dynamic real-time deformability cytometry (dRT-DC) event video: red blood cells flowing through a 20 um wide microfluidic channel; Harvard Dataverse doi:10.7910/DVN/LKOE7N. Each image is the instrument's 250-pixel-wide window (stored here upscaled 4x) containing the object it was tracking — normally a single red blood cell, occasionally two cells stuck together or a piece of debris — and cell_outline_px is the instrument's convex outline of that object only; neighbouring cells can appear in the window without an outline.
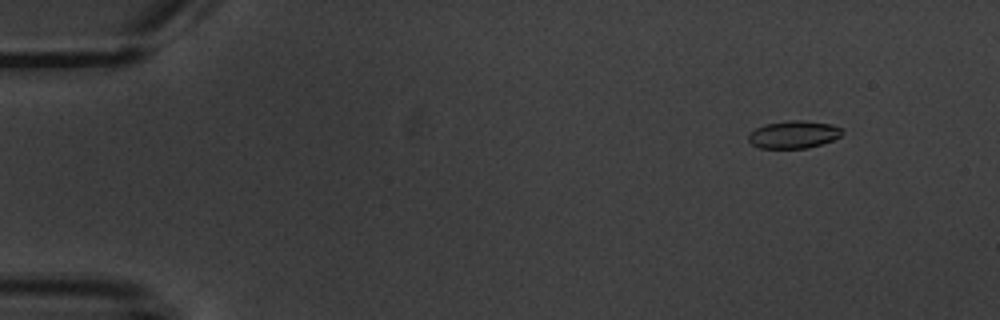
{"species": "common noctule bat (a hibernating species)", "species_latin": "Nyctalus noctula", "temperature_condition": "warm", "stored_images_in_passage": 6, "camera_frame_rate_fps": 3000, "um_per_image_px": 0.085, "animal": {"sex": "male", "body_mass_g": 20.1, "forearm_length_mm": 53.5}, "frame": {"image": 1, "passage_image": 2, "time_ms": 1.0, "image_size_px": [1000, 320], "cell_outline_px": [[844, 132], [840, 136], [832, 140], [808, 148], [760, 148], [752, 144], [748, 140], [748, 136], [756, 128], [764, 124], [792, 120], [804, 120], [828, 124], [840, 128]], "centroid_in_image_um": [67.44, 11.43], "position_along_channel_um": 17.6, "area_um2": 14.85}}
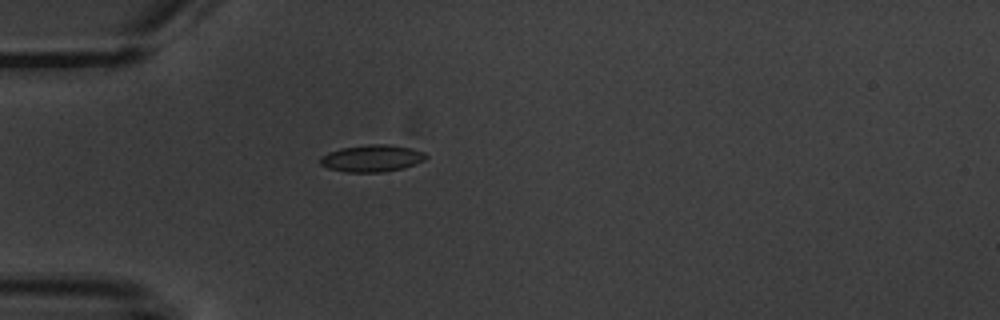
{"frame": {"image": 2, "passage_image": 5, "time_ms": 4.667, "image_size_px": [1000, 320], "cell_outline_px": [[428, 156], [424, 160], [404, 168], [380, 172], [344, 172], [328, 168], [320, 164], [320, 156], [328, 152], [340, 148], [368, 144], [388, 144], [412, 148], [424, 152]], "centroid_in_image_um": [31.59, 13.45], "position_along_channel_um": 53.4, "area_um2": 16.7}}